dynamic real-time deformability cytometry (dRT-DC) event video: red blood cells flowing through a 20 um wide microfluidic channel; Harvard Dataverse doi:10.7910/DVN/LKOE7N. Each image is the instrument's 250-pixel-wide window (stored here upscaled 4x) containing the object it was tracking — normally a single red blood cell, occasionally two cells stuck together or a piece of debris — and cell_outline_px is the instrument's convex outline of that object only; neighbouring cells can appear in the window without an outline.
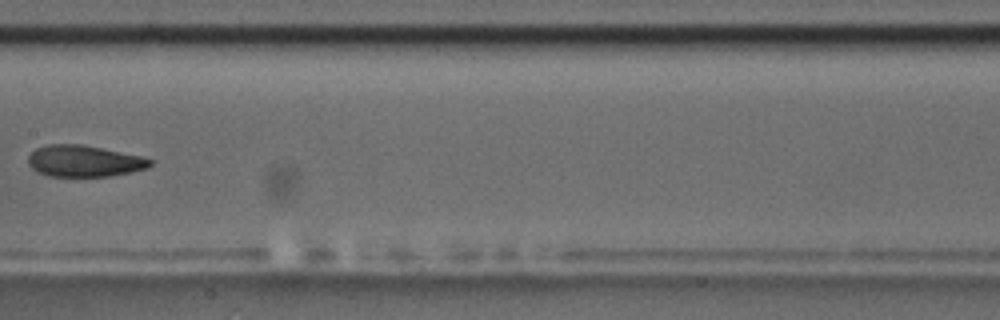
{"species": "common noctule bat (a hibernating species)", "species_latin": "Nyctalus noctula", "temperature_condition": "room temperature", "stored_images_in_passage": 14, "camera_frame_rate_fps": 3000, "um_per_image_px": 0.085, "animal": {"sex": "male", "body_mass_g": 17.5, "forearm_length_mm": 52.3}, "frame": {"image": 1, "passage_image": 7, "time_ms": 8.0, "image_size_px": [1000, 320], "cell_outline_px": [[152, 164], [148, 168], [132, 172], [108, 176], [48, 176], [36, 172], [28, 164], [28, 156], [36, 148], [48, 144], [80, 144], [144, 156], [152, 160]], "centroid_in_image_um": [7.16, 13.69], "position_along_channel_um": 200.2, "area_um2": 22.48}}
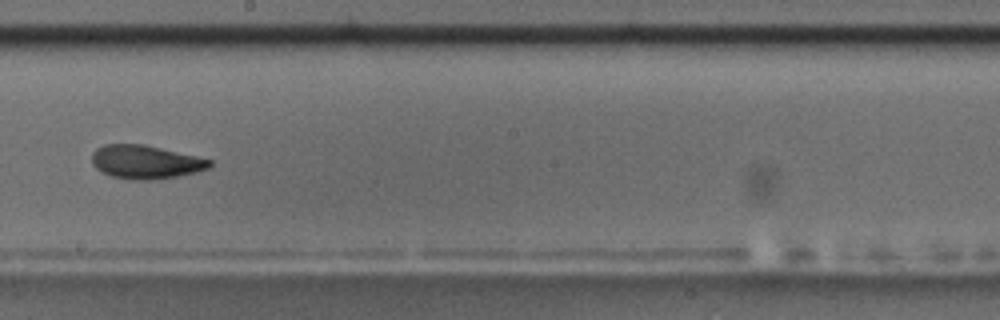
{"frame": {"image": 2, "passage_image": 8, "time_ms": 9.0, "image_size_px": [1000, 320], "cell_outline_px": [[212, 164], [208, 168], [196, 172], [176, 176], [152, 180], [140, 180], [112, 176], [96, 168], [92, 164], [92, 152], [96, 148], [104, 144], [144, 144], [196, 156], [212, 160]], "centroid_in_image_um": [12.36, 13.75], "position_along_channel_um": 235.8, "area_um2": 22.83}, "authors_computed_cell_mechanics": {"area_um2": 23.0044, "velocity_mm_per_s": 3.5764, "shape_relaxation_time_tau1_ms": 2.829, "shape_relaxation_time_tau2_ms": 1.2357, "deformation_change_tau1": 0.1042, "deformation_change_tau2": 0.0546}}